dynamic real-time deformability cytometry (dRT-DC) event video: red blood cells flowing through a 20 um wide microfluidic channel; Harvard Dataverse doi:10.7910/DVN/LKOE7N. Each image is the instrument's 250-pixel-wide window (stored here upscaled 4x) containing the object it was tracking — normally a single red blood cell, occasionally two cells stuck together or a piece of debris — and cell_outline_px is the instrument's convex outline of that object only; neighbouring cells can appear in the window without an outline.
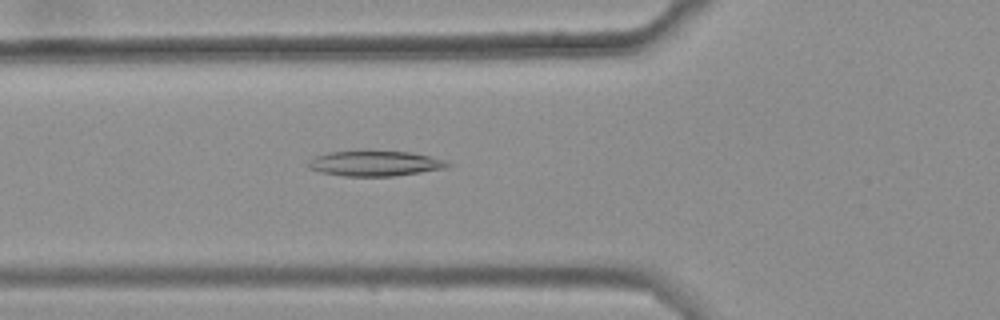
{"species": "common noctule bat (a hibernating species)", "species_latin": "Nyctalus noctula", "temperature_condition": "warm", "stored_images_in_passage": 35, "camera_frame_rate_fps": 3000, "um_per_image_px": 0.085, "animal": {"sex": "female", "body_mass_g": 25.1}, "frame": {"image": 1, "passage_image": 6, "time_ms": 1.667, "image_size_px": [1000, 320], "cell_outline_px": [[452, 164], [448, 168], [392, 176], [344, 176], [320, 172], [308, 168], [308, 160], [316, 156], [328, 152], [356, 148], [368, 148], [412, 152], [444, 160]], "centroid_in_image_um": [31.83, 13.84], "position_along_channel_um": 94.0, "area_um2": 21.56}}
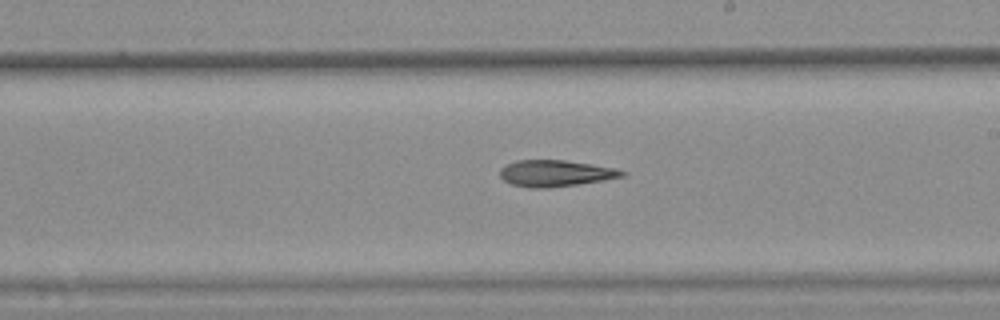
{"frame": {"image": 2, "passage_image": 18, "time_ms": 5.667, "image_size_px": [1000, 320], "cell_outline_px": [[628, 172], [624, 176], [604, 180], [548, 188], [528, 188], [512, 184], [504, 180], [500, 176], [500, 168], [516, 160], [564, 160], [592, 164], [616, 168]], "centroid_in_image_um": [47.22, 14.73], "position_along_channel_um": 241.8, "area_um2": 18.79}}
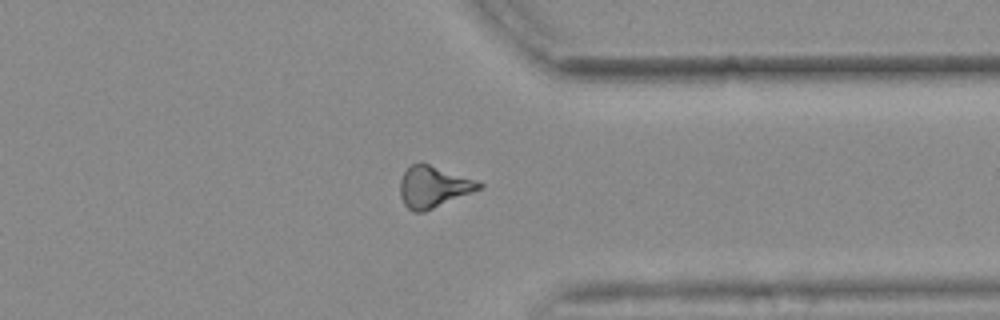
{"frame": {"image": 3, "passage_image": 29, "time_ms": 9.333, "image_size_px": [1000, 320], "cell_outline_px": [[484, 188], [424, 212], [416, 212], [408, 208], [404, 204], [400, 196], [400, 180], [404, 172], [412, 164], [428, 164], [476, 180], [484, 184]], "centroid_in_image_um": [36.86, 15.9], "position_along_channel_um": 374.5, "area_um2": 18.9}, "authors_computed_cell_mechanics": {"area_um2": 18.9006, "velocity_mm_per_s": 3.6957, "shape_relaxation_time_tau1_ms": null, "shape_relaxation_time_tau2_ms": 11.1077, "deformation_change_tau1": null, "deformation_change_tau2": 0.2679}}